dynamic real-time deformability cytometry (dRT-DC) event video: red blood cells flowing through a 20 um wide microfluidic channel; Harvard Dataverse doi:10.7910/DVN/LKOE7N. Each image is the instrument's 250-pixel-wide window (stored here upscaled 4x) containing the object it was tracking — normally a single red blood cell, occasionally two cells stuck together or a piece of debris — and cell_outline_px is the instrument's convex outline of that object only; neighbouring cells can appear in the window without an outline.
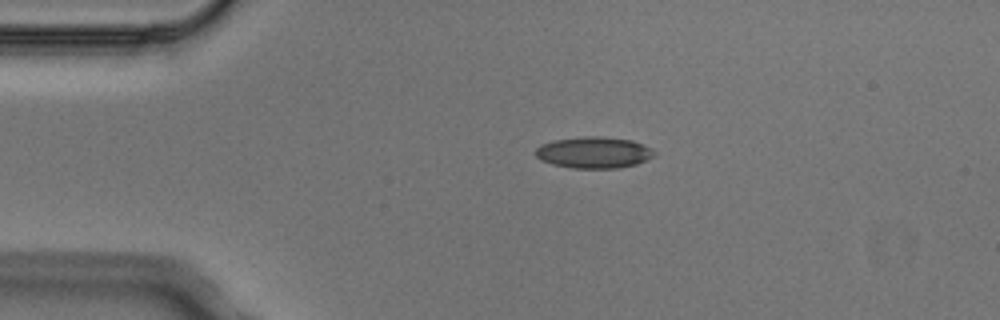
{"species": "Egyptian fruit bat (a non-hibernating species)", "species_latin": "Rousettus aegyptiacus", "temperature_condition": "cold", "stored_images_in_passage": 3, "camera_frame_rate_fps": 3000, "um_per_image_px": 0.085, "animal": {"sex": "male"}, "frame": {"image": 1, "passage_image": 2, "time_ms": 0.333, "image_size_px": [1000, 320], "cell_outline_px": [[656, 152], [652, 156], [636, 164], [620, 168], [572, 168], [552, 164], [540, 160], [536, 156], [536, 148], [540, 144], [556, 140], [584, 136], [600, 136], [632, 140], [652, 148]], "centroid_in_image_um": [50.46, 12.96], "position_along_channel_um": 34.5, "area_um2": 21.68}}
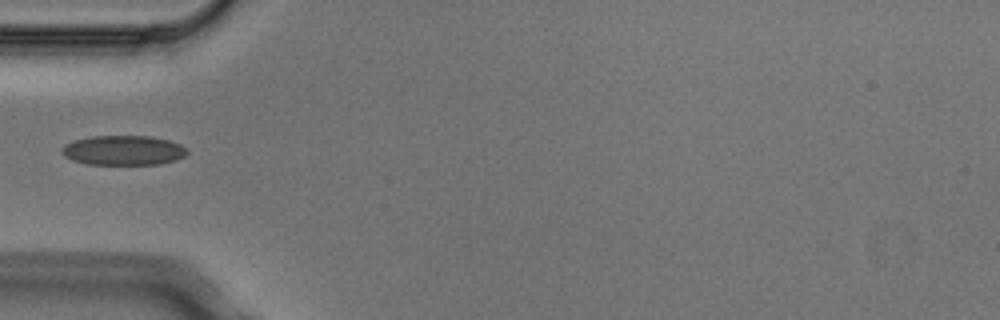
{"frame": {"image": 2, "passage_image": 3, "time_ms": 0.667, "image_size_px": [1000, 320], "cell_outline_px": [[188, 152], [184, 156], [176, 160], [160, 164], [88, 164], [72, 160], [64, 156], [60, 152], [64, 144], [76, 140], [92, 136], [148, 136], [168, 140], [180, 144]], "centroid_in_image_um": [10.46, 12.78], "position_along_channel_um": 74.5, "area_um2": 21.56}}